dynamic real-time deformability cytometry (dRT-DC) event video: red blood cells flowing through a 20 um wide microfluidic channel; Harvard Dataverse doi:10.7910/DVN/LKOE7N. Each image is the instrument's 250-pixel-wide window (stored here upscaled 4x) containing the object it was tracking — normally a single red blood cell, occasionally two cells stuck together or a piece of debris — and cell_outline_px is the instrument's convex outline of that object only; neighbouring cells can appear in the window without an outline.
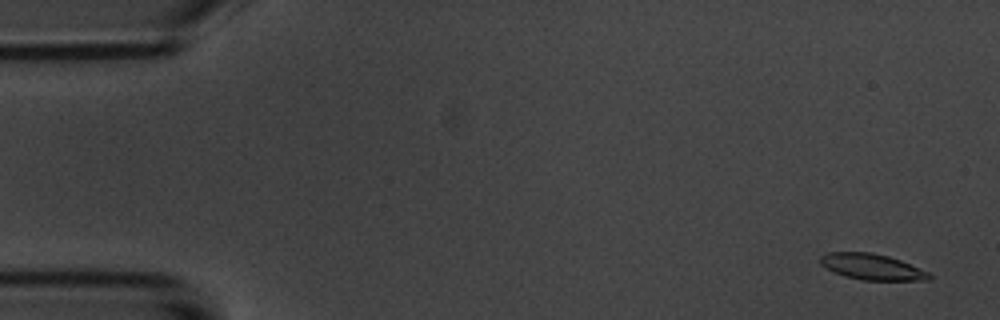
{"species": "common noctule bat (a hibernating species)", "species_latin": "Nyctalus noctula", "temperature_condition": "room temperature", "stored_images_in_passage": 5, "camera_frame_rate_fps": 3000, "um_per_image_px": 0.085, "animal": {"sex": "male", "body_mass_g": 20.1, "forearm_length_mm": 53.5}, "frame": {"image": 1, "passage_image": 1, "time_ms": 0.0, "image_size_px": [1000, 320], "cell_outline_px": [[932, 276], [928, 280], [864, 280], [844, 276], [820, 264], [820, 256], [828, 252], [872, 252], [888, 256], [900, 260], [928, 272]], "centroid_in_image_um": [74.1, 22.67], "position_along_channel_um": 10.9, "area_um2": 16.24}}
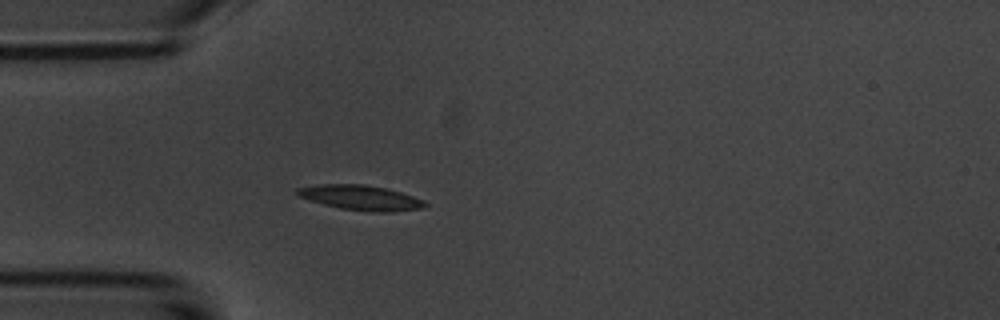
{"frame": {"image": 2, "passage_image": 5, "time_ms": 4.333, "image_size_px": [1000, 320], "cell_outline_px": [[428, 204], [420, 208], [392, 212], [372, 212], [340, 208], [324, 204], [300, 196], [296, 192], [296, 188], [316, 184], [364, 184], [388, 188], [424, 200]], "centroid_in_image_um": [30.67, 16.79], "position_along_channel_um": 54.3, "area_um2": 18.44}}